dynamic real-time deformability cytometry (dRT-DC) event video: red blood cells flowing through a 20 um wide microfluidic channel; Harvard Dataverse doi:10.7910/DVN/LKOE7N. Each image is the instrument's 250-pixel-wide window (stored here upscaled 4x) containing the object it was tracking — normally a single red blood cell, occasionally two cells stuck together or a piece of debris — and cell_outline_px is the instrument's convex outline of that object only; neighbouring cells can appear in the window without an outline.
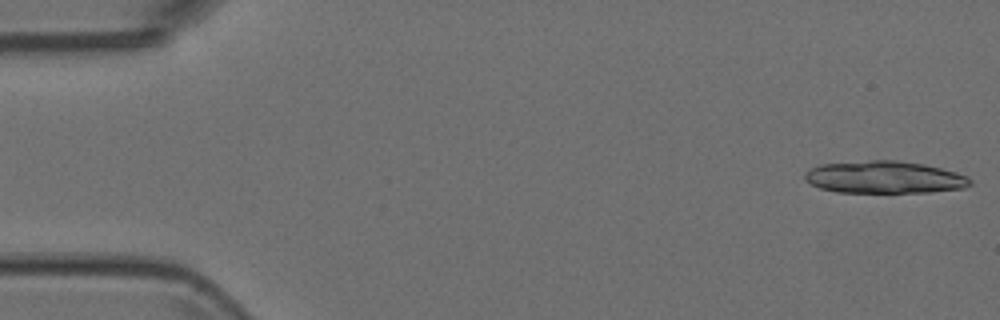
{"species": "Egyptian fruit bat (a non-hibernating species)", "species_latin": "Rousettus aegyptiacus", "temperature_condition": "room temperature", "stored_images_in_passage": 5, "camera_frame_rate_fps": 3000, "um_per_image_px": 0.085, "animal": {"sex": "female"}, "frame": {"image": 1, "passage_image": 1, "time_ms": 0.0, "image_size_px": [1000, 320], "cell_outline_px": [[972, 184], [964, 188], [928, 192], [836, 192], [820, 188], [804, 180], [804, 172], [820, 164], [872, 160], [896, 160], [924, 164], [956, 172], [968, 176], [972, 180]], "centroid_in_image_um": [75.18, 15.06], "position_along_channel_um": 9.8, "area_um2": 31.15}}